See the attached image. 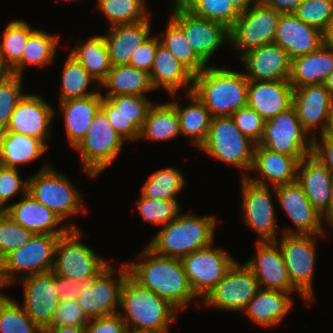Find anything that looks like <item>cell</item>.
Wrapping results in <instances>:
<instances>
[{"instance_id": "6da1fadb", "label": "cell", "mask_w": 333, "mask_h": 333, "mask_svg": "<svg viewBox=\"0 0 333 333\" xmlns=\"http://www.w3.org/2000/svg\"><path fill=\"white\" fill-rule=\"evenodd\" d=\"M138 257L142 261L125 264L129 275L141 286L167 300L178 311L198 298L190 286L181 259L160 256L147 246Z\"/></svg>"}, {"instance_id": "7a4b0ae2", "label": "cell", "mask_w": 333, "mask_h": 333, "mask_svg": "<svg viewBox=\"0 0 333 333\" xmlns=\"http://www.w3.org/2000/svg\"><path fill=\"white\" fill-rule=\"evenodd\" d=\"M118 314L128 330L141 333H168L179 312L167 300L141 286L128 275L121 289Z\"/></svg>"}, {"instance_id": "3957f363", "label": "cell", "mask_w": 333, "mask_h": 333, "mask_svg": "<svg viewBox=\"0 0 333 333\" xmlns=\"http://www.w3.org/2000/svg\"><path fill=\"white\" fill-rule=\"evenodd\" d=\"M216 223L217 219L212 215L179 213L161 227L147 247L160 256L182 259L214 242Z\"/></svg>"}, {"instance_id": "277c9868", "label": "cell", "mask_w": 333, "mask_h": 333, "mask_svg": "<svg viewBox=\"0 0 333 333\" xmlns=\"http://www.w3.org/2000/svg\"><path fill=\"white\" fill-rule=\"evenodd\" d=\"M248 83L243 72L208 65L194 75L193 93L212 117L231 116L247 106Z\"/></svg>"}, {"instance_id": "5b68a950", "label": "cell", "mask_w": 333, "mask_h": 333, "mask_svg": "<svg viewBox=\"0 0 333 333\" xmlns=\"http://www.w3.org/2000/svg\"><path fill=\"white\" fill-rule=\"evenodd\" d=\"M27 192L38 202L65 219L82 213L87 209L82 204L79 190L72 185L67 176L58 173L52 165H43L39 172L28 178Z\"/></svg>"}, {"instance_id": "8992f818", "label": "cell", "mask_w": 333, "mask_h": 333, "mask_svg": "<svg viewBox=\"0 0 333 333\" xmlns=\"http://www.w3.org/2000/svg\"><path fill=\"white\" fill-rule=\"evenodd\" d=\"M82 233L79 228H70L59 236L52 272L85 283L97 277L110 264L81 241Z\"/></svg>"}, {"instance_id": "52a82bcc", "label": "cell", "mask_w": 333, "mask_h": 333, "mask_svg": "<svg viewBox=\"0 0 333 333\" xmlns=\"http://www.w3.org/2000/svg\"><path fill=\"white\" fill-rule=\"evenodd\" d=\"M254 147L255 143L238 129L231 116H223L212 118L207 139L199 150L241 169L245 178L252 167Z\"/></svg>"}, {"instance_id": "ba28073f", "label": "cell", "mask_w": 333, "mask_h": 333, "mask_svg": "<svg viewBox=\"0 0 333 333\" xmlns=\"http://www.w3.org/2000/svg\"><path fill=\"white\" fill-rule=\"evenodd\" d=\"M125 142L99 109L84 138L74 149L80 152L84 172L94 179L114 161Z\"/></svg>"}, {"instance_id": "9c48e42d", "label": "cell", "mask_w": 333, "mask_h": 333, "mask_svg": "<svg viewBox=\"0 0 333 333\" xmlns=\"http://www.w3.org/2000/svg\"><path fill=\"white\" fill-rule=\"evenodd\" d=\"M281 236L276 242L282 252L292 285L310 303L315 302L313 277L316 268V244L323 235L282 234Z\"/></svg>"}, {"instance_id": "30bf717a", "label": "cell", "mask_w": 333, "mask_h": 333, "mask_svg": "<svg viewBox=\"0 0 333 333\" xmlns=\"http://www.w3.org/2000/svg\"><path fill=\"white\" fill-rule=\"evenodd\" d=\"M280 13L263 4L254 3L241 11L239 18L229 29L230 41L237 53L245 52L274 43Z\"/></svg>"}, {"instance_id": "8fae6325", "label": "cell", "mask_w": 333, "mask_h": 333, "mask_svg": "<svg viewBox=\"0 0 333 333\" xmlns=\"http://www.w3.org/2000/svg\"><path fill=\"white\" fill-rule=\"evenodd\" d=\"M59 236L61 235L34 234L25 245L7 254L1 261L8 283L13 284L18 280L17 276L22 279L51 272Z\"/></svg>"}, {"instance_id": "7c38bea8", "label": "cell", "mask_w": 333, "mask_h": 333, "mask_svg": "<svg viewBox=\"0 0 333 333\" xmlns=\"http://www.w3.org/2000/svg\"><path fill=\"white\" fill-rule=\"evenodd\" d=\"M128 275L125 262L117 270L110 264L97 277L83 283V290L77 301L84 313L90 319L118 313L121 289Z\"/></svg>"}, {"instance_id": "4fadbf2b", "label": "cell", "mask_w": 333, "mask_h": 333, "mask_svg": "<svg viewBox=\"0 0 333 333\" xmlns=\"http://www.w3.org/2000/svg\"><path fill=\"white\" fill-rule=\"evenodd\" d=\"M258 144L300 161L312 152V138L303 129L293 106L265 121L264 134Z\"/></svg>"}, {"instance_id": "5bb4252c", "label": "cell", "mask_w": 333, "mask_h": 333, "mask_svg": "<svg viewBox=\"0 0 333 333\" xmlns=\"http://www.w3.org/2000/svg\"><path fill=\"white\" fill-rule=\"evenodd\" d=\"M213 244L181 259L193 292L202 300L237 261L227 251L221 247L216 248Z\"/></svg>"}, {"instance_id": "9a60e30c", "label": "cell", "mask_w": 333, "mask_h": 333, "mask_svg": "<svg viewBox=\"0 0 333 333\" xmlns=\"http://www.w3.org/2000/svg\"><path fill=\"white\" fill-rule=\"evenodd\" d=\"M172 3L170 18L183 30L191 48L208 65L220 46L230 41L229 28L224 24L197 17L176 2Z\"/></svg>"}, {"instance_id": "2e32d148", "label": "cell", "mask_w": 333, "mask_h": 333, "mask_svg": "<svg viewBox=\"0 0 333 333\" xmlns=\"http://www.w3.org/2000/svg\"><path fill=\"white\" fill-rule=\"evenodd\" d=\"M259 289V282L251 270L236 261L201 303L223 311L241 312Z\"/></svg>"}, {"instance_id": "e0dca14e", "label": "cell", "mask_w": 333, "mask_h": 333, "mask_svg": "<svg viewBox=\"0 0 333 333\" xmlns=\"http://www.w3.org/2000/svg\"><path fill=\"white\" fill-rule=\"evenodd\" d=\"M241 179V212L244 223L259 236L257 241H276L279 231L276 228L270 186L255 184L246 178Z\"/></svg>"}, {"instance_id": "ac0fdd59", "label": "cell", "mask_w": 333, "mask_h": 333, "mask_svg": "<svg viewBox=\"0 0 333 333\" xmlns=\"http://www.w3.org/2000/svg\"><path fill=\"white\" fill-rule=\"evenodd\" d=\"M274 190V191H273ZM273 194L283 212L294 224L295 229L284 227L282 234L324 235L323 217L308 200L302 186L297 182L272 186Z\"/></svg>"}, {"instance_id": "d6986e66", "label": "cell", "mask_w": 333, "mask_h": 333, "mask_svg": "<svg viewBox=\"0 0 333 333\" xmlns=\"http://www.w3.org/2000/svg\"><path fill=\"white\" fill-rule=\"evenodd\" d=\"M19 281L23 286V309L41 329L48 327L60 302L58 275L51 271Z\"/></svg>"}, {"instance_id": "ffe728a7", "label": "cell", "mask_w": 333, "mask_h": 333, "mask_svg": "<svg viewBox=\"0 0 333 333\" xmlns=\"http://www.w3.org/2000/svg\"><path fill=\"white\" fill-rule=\"evenodd\" d=\"M256 254L245 265L254 274L261 289L297 292L310 305L309 301L292 285L282 252L276 241H256Z\"/></svg>"}, {"instance_id": "44dd1931", "label": "cell", "mask_w": 333, "mask_h": 333, "mask_svg": "<svg viewBox=\"0 0 333 333\" xmlns=\"http://www.w3.org/2000/svg\"><path fill=\"white\" fill-rule=\"evenodd\" d=\"M332 104L333 97L323 84L305 85L293 89L292 106L303 129L311 138L324 132Z\"/></svg>"}, {"instance_id": "7402d4cb", "label": "cell", "mask_w": 333, "mask_h": 333, "mask_svg": "<svg viewBox=\"0 0 333 333\" xmlns=\"http://www.w3.org/2000/svg\"><path fill=\"white\" fill-rule=\"evenodd\" d=\"M55 110L41 96L25 94L13 111L7 129L41 139L45 144L50 137V124Z\"/></svg>"}, {"instance_id": "603a6c76", "label": "cell", "mask_w": 333, "mask_h": 333, "mask_svg": "<svg viewBox=\"0 0 333 333\" xmlns=\"http://www.w3.org/2000/svg\"><path fill=\"white\" fill-rule=\"evenodd\" d=\"M244 75L253 81L289 80L291 59L287 52L275 43L251 49L241 56Z\"/></svg>"}, {"instance_id": "cb8c5ba5", "label": "cell", "mask_w": 333, "mask_h": 333, "mask_svg": "<svg viewBox=\"0 0 333 333\" xmlns=\"http://www.w3.org/2000/svg\"><path fill=\"white\" fill-rule=\"evenodd\" d=\"M5 212L14 222L34 234L63 235L70 228H78L72 224L73 222L64 224L57 214L34 199L28 192L19 202L8 205Z\"/></svg>"}, {"instance_id": "d4e9b609", "label": "cell", "mask_w": 333, "mask_h": 333, "mask_svg": "<svg viewBox=\"0 0 333 333\" xmlns=\"http://www.w3.org/2000/svg\"><path fill=\"white\" fill-rule=\"evenodd\" d=\"M299 164L300 160L295 156L281 154L255 144L250 173L252 170L259 172L261 176L251 177L248 172L245 178L255 184L271 187L292 183L297 181Z\"/></svg>"}, {"instance_id": "484cf974", "label": "cell", "mask_w": 333, "mask_h": 333, "mask_svg": "<svg viewBox=\"0 0 333 333\" xmlns=\"http://www.w3.org/2000/svg\"><path fill=\"white\" fill-rule=\"evenodd\" d=\"M274 43L292 60L317 51L322 46V32L298 19L294 13L280 14Z\"/></svg>"}, {"instance_id": "4316f807", "label": "cell", "mask_w": 333, "mask_h": 333, "mask_svg": "<svg viewBox=\"0 0 333 333\" xmlns=\"http://www.w3.org/2000/svg\"><path fill=\"white\" fill-rule=\"evenodd\" d=\"M293 86L289 80H249L247 106L265 121L292 106Z\"/></svg>"}, {"instance_id": "83f0119b", "label": "cell", "mask_w": 333, "mask_h": 333, "mask_svg": "<svg viewBox=\"0 0 333 333\" xmlns=\"http://www.w3.org/2000/svg\"><path fill=\"white\" fill-rule=\"evenodd\" d=\"M149 77L154 90L163 87L173 97L180 89L184 88L187 94L194 88V74L161 44L157 47Z\"/></svg>"}, {"instance_id": "f1b7e54d", "label": "cell", "mask_w": 333, "mask_h": 333, "mask_svg": "<svg viewBox=\"0 0 333 333\" xmlns=\"http://www.w3.org/2000/svg\"><path fill=\"white\" fill-rule=\"evenodd\" d=\"M151 20L109 27L104 36L112 66L129 64L132 54L151 36Z\"/></svg>"}, {"instance_id": "f546056e", "label": "cell", "mask_w": 333, "mask_h": 333, "mask_svg": "<svg viewBox=\"0 0 333 333\" xmlns=\"http://www.w3.org/2000/svg\"><path fill=\"white\" fill-rule=\"evenodd\" d=\"M297 182L308 200L322 215L328 210L333 175L311 154L300 161Z\"/></svg>"}, {"instance_id": "4dcf8cb0", "label": "cell", "mask_w": 333, "mask_h": 333, "mask_svg": "<svg viewBox=\"0 0 333 333\" xmlns=\"http://www.w3.org/2000/svg\"><path fill=\"white\" fill-rule=\"evenodd\" d=\"M103 94L59 102L68 144L74 149L87 133L95 114L99 111Z\"/></svg>"}, {"instance_id": "1f68e13d", "label": "cell", "mask_w": 333, "mask_h": 333, "mask_svg": "<svg viewBox=\"0 0 333 333\" xmlns=\"http://www.w3.org/2000/svg\"><path fill=\"white\" fill-rule=\"evenodd\" d=\"M279 290L259 289L243 310L260 327L279 325L292 308L291 294Z\"/></svg>"}, {"instance_id": "d6a6232c", "label": "cell", "mask_w": 333, "mask_h": 333, "mask_svg": "<svg viewBox=\"0 0 333 333\" xmlns=\"http://www.w3.org/2000/svg\"><path fill=\"white\" fill-rule=\"evenodd\" d=\"M333 71V50L322 45L317 51L291 60L289 82L294 88L323 84Z\"/></svg>"}, {"instance_id": "836d02e7", "label": "cell", "mask_w": 333, "mask_h": 333, "mask_svg": "<svg viewBox=\"0 0 333 333\" xmlns=\"http://www.w3.org/2000/svg\"><path fill=\"white\" fill-rule=\"evenodd\" d=\"M48 145L41 139L26 134L0 132V165L17 168L30 164L46 153Z\"/></svg>"}, {"instance_id": "e575fe53", "label": "cell", "mask_w": 333, "mask_h": 333, "mask_svg": "<svg viewBox=\"0 0 333 333\" xmlns=\"http://www.w3.org/2000/svg\"><path fill=\"white\" fill-rule=\"evenodd\" d=\"M185 95L191 102L185 107L180 106L179 102L175 100L169 102L176 108L180 134L192 139V144L199 148L207 139L213 117L208 108L193 92Z\"/></svg>"}, {"instance_id": "d590c367", "label": "cell", "mask_w": 333, "mask_h": 333, "mask_svg": "<svg viewBox=\"0 0 333 333\" xmlns=\"http://www.w3.org/2000/svg\"><path fill=\"white\" fill-rule=\"evenodd\" d=\"M100 87L108 90L103 96H147L148 92L154 90L149 73L128 64L112 66Z\"/></svg>"}, {"instance_id": "8d00e7d4", "label": "cell", "mask_w": 333, "mask_h": 333, "mask_svg": "<svg viewBox=\"0 0 333 333\" xmlns=\"http://www.w3.org/2000/svg\"><path fill=\"white\" fill-rule=\"evenodd\" d=\"M75 45L76 47H73L69 53L97 81L95 89L98 90L112 67L104 36H92L86 42L81 40V43L79 42Z\"/></svg>"}, {"instance_id": "74e56055", "label": "cell", "mask_w": 333, "mask_h": 333, "mask_svg": "<svg viewBox=\"0 0 333 333\" xmlns=\"http://www.w3.org/2000/svg\"><path fill=\"white\" fill-rule=\"evenodd\" d=\"M60 41V35L49 34L43 30L36 29L28 37L22 58L10 70V74L22 76L26 65L44 67L52 64Z\"/></svg>"}, {"instance_id": "f35d334b", "label": "cell", "mask_w": 333, "mask_h": 333, "mask_svg": "<svg viewBox=\"0 0 333 333\" xmlns=\"http://www.w3.org/2000/svg\"><path fill=\"white\" fill-rule=\"evenodd\" d=\"M179 126L176 108L169 101L153 104L140 130L139 140L142 138L151 141L174 139L180 135Z\"/></svg>"}, {"instance_id": "ab89813d", "label": "cell", "mask_w": 333, "mask_h": 333, "mask_svg": "<svg viewBox=\"0 0 333 333\" xmlns=\"http://www.w3.org/2000/svg\"><path fill=\"white\" fill-rule=\"evenodd\" d=\"M157 36L160 44L167 48L194 75L207 67V64L191 48L183 30L171 18L168 20L165 32L161 35L157 34Z\"/></svg>"}, {"instance_id": "60d3db41", "label": "cell", "mask_w": 333, "mask_h": 333, "mask_svg": "<svg viewBox=\"0 0 333 333\" xmlns=\"http://www.w3.org/2000/svg\"><path fill=\"white\" fill-rule=\"evenodd\" d=\"M145 181L140 194L147 199L177 200L186 184L182 171L172 166L155 171Z\"/></svg>"}, {"instance_id": "b9f144b4", "label": "cell", "mask_w": 333, "mask_h": 333, "mask_svg": "<svg viewBox=\"0 0 333 333\" xmlns=\"http://www.w3.org/2000/svg\"><path fill=\"white\" fill-rule=\"evenodd\" d=\"M61 76V91L59 102L70 99L84 98L97 94L99 91H89L90 84L97 81L90 73L79 63V61L70 53L63 64Z\"/></svg>"}, {"instance_id": "7bdbcfd3", "label": "cell", "mask_w": 333, "mask_h": 333, "mask_svg": "<svg viewBox=\"0 0 333 333\" xmlns=\"http://www.w3.org/2000/svg\"><path fill=\"white\" fill-rule=\"evenodd\" d=\"M24 20H11L6 24L0 41L3 64L11 70L22 58L28 37L36 30Z\"/></svg>"}, {"instance_id": "ee69618b", "label": "cell", "mask_w": 333, "mask_h": 333, "mask_svg": "<svg viewBox=\"0 0 333 333\" xmlns=\"http://www.w3.org/2000/svg\"><path fill=\"white\" fill-rule=\"evenodd\" d=\"M197 17L224 24L229 29L241 11L231 0H173Z\"/></svg>"}, {"instance_id": "f6af8a7d", "label": "cell", "mask_w": 333, "mask_h": 333, "mask_svg": "<svg viewBox=\"0 0 333 333\" xmlns=\"http://www.w3.org/2000/svg\"><path fill=\"white\" fill-rule=\"evenodd\" d=\"M146 0H97V9L108 19L109 27L131 24L149 17Z\"/></svg>"}, {"instance_id": "bcb514c9", "label": "cell", "mask_w": 333, "mask_h": 333, "mask_svg": "<svg viewBox=\"0 0 333 333\" xmlns=\"http://www.w3.org/2000/svg\"><path fill=\"white\" fill-rule=\"evenodd\" d=\"M13 298L0 301V333H40L41 328Z\"/></svg>"}, {"instance_id": "7dc6e473", "label": "cell", "mask_w": 333, "mask_h": 333, "mask_svg": "<svg viewBox=\"0 0 333 333\" xmlns=\"http://www.w3.org/2000/svg\"><path fill=\"white\" fill-rule=\"evenodd\" d=\"M136 205L142 219L153 225H166L181 213L178 200L147 199L140 194Z\"/></svg>"}, {"instance_id": "c3c4849f", "label": "cell", "mask_w": 333, "mask_h": 333, "mask_svg": "<svg viewBox=\"0 0 333 333\" xmlns=\"http://www.w3.org/2000/svg\"><path fill=\"white\" fill-rule=\"evenodd\" d=\"M22 77L9 74L0 81V132L7 129L13 111L25 95L22 93Z\"/></svg>"}, {"instance_id": "681fc988", "label": "cell", "mask_w": 333, "mask_h": 333, "mask_svg": "<svg viewBox=\"0 0 333 333\" xmlns=\"http://www.w3.org/2000/svg\"><path fill=\"white\" fill-rule=\"evenodd\" d=\"M33 235L32 231L14 222L5 211H0V260L29 242Z\"/></svg>"}, {"instance_id": "f907efd6", "label": "cell", "mask_w": 333, "mask_h": 333, "mask_svg": "<svg viewBox=\"0 0 333 333\" xmlns=\"http://www.w3.org/2000/svg\"><path fill=\"white\" fill-rule=\"evenodd\" d=\"M294 15L321 32L333 17V0H308L298 5Z\"/></svg>"}, {"instance_id": "816d5d0a", "label": "cell", "mask_w": 333, "mask_h": 333, "mask_svg": "<svg viewBox=\"0 0 333 333\" xmlns=\"http://www.w3.org/2000/svg\"><path fill=\"white\" fill-rule=\"evenodd\" d=\"M107 97L132 123L141 130L150 107L154 104L147 96L117 95Z\"/></svg>"}, {"instance_id": "f5cc1de1", "label": "cell", "mask_w": 333, "mask_h": 333, "mask_svg": "<svg viewBox=\"0 0 333 333\" xmlns=\"http://www.w3.org/2000/svg\"><path fill=\"white\" fill-rule=\"evenodd\" d=\"M90 318L79 306L77 299L61 300L48 327L73 326L85 328Z\"/></svg>"}, {"instance_id": "db71d44e", "label": "cell", "mask_w": 333, "mask_h": 333, "mask_svg": "<svg viewBox=\"0 0 333 333\" xmlns=\"http://www.w3.org/2000/svg\"><path fill=\"white\" fill-rule=\"evenodd\" d=\"M18 170L0 165V211L6 210L8 207L6 203L12 197L19 195L20 192L22 196L27 193L28 179L22 180Z\"/></svg>"}, {"instance_id": "11a10c76", "label": "cell", "mask_w": 333, "mask_h": 333, "mask_svg": "<svg viewBox=\"0 0 333 333\" xmlns=\"http://www.w3.org/2000/svg\"><path fill=\"white\" fill-rule=\"evenodd\" d=\"M100 109L114 130L126 141L139 140L140 130L107 97L102 98Z\"/></svg>"}, {"instance_id": "9f6ffc18", "label": "cell", "mask_w": 333, "mask_h": 333, "mask_svg": "<svg viewBox=\"0 0 333 333\" xmlns=\"http://www.w3.org/2000/svg\"><path fill=\"white\" fill-rule=\"evenodd\" d=\"M238 129L255 144L264 134L265 120L253 109L246 106L231 115Z\"/></svg>"}, {"instance_id": "6f0895ef", "label": "cell", "mask_w": 333, "mask_h": 333, "mask_svg": "<svg viewBox=\"0 0 333 333\" xmlns=\"http://www.w3.org/2000/svg\"><path fill=\"white\" fill-rule=\"evenodd\" d=\"M159 44V37L156 34L155 36L151 35L148 37L137 48L136 52L132 54L128 65L149 73L152 68Z\"/></svg>"}, {"instance_id": "680465c9", "label": "cell", "mask_w": 333, "mask_h": 333, "mask_svg": "<svg viewBox=\"0 0 333 333\" xmlns=\"http://www.w3.org/2000/svg\"><path fill=\"white\" fill-rule=\"evenodd\" d=\"M128 328L118 313L91 318L85 333H127Z\"/></svg>"}, {"instance_id": "91938a15", "label": "cell", "mask_w": 333, "mask_h": 333, "mask_svg": "<svg viewBox=\"0 0 333 333\" xmlns=\"http://www.w3.org/2000/svg\"><path fill=\"white\" fill-rule=\"evenodd\" d=\"M318 136L320 138L317 136L312 138L311 155L333 175V139L324 137L322 134Z\"/></svg>"}, {"instance_id": "94428289", "label": "cell", "mask_w": 333, "mask_h": 333, "mask_svg": "<svg viewBox=\"0 0 333 333\" xmlns=\"http://www.w3.org/2000/svg\"><path fill=\"white\" fill-rule=\"evenodd\" d=\"M83 290V283L58 276V293H60V301L67 299H77Z\"/></svg>"}, {"instance_id": "6125c7cd", "label": "cell", "mask_w": 333, "mask_h": 333, "mask_svg": "<svg viewBox=\"0 0 333 333\" xmlns=\"http://www.w3.org/2000/svg\"><path fill=\"white\" fill-rule=\"evenodd\" d=\"M280 14L294 13L299 3L297 0H260Z\"/></svg>"}, {"instance_id": "be15d7a7", "label": "cell", "mask_w": 333, "mask_h": 333, "mask_svg": "<svg viewBox=\"0 0 333 333\" xmlns=\"http://www.w3.org/2000/svg\"><path fill=\"white\" fill-rule=\"evenodd\" d=\"M40 333H85V328L73 326L44 327Z\"/></svg>"}, {"instance_id": "e7e4bbea", "label": "cell", "mask_w": 333, "mask_h": 333, "mask_svg": "<svg viewBox=\"0 0 333 333\" xmlns=\"http://www.w3.org/2000/svg\"><path fill=\"white\" fill-rule=\"evenodd\" d=\"M322 45L333 50V17L322 31Z\"/></svg>"}, {"instance_id": "03108f58", "label": "cell", "mask_w": 333, "mask_h": 333, "mask_svg": "<svg viewBox=\"0 0 333 333\" xmlns=\"http://www.w3.org/2000/svg\"><path fill=\"white\" fill-rule=\"evenodd\" d=\"M322 217L323 221L327 222V224L333 228V185L328 210L322 215Z\"/></svg>"}, {"instance_id": "003e7915", "label": "cell", "mask_w": 333, "mask_h": 333, "mask_svg": "<svg viewBox=\"0 0 333 333\" xmlns=\"http://www.w3.org/2000/svg\"><path fill=\"white\" fill-rule=\"evenodd\" d=\"M322 135L329 139H333V104L329 110L327 126Z\"/></svg>"}, {"instance_id": "a7ac6f4b", "label": "cell", "mask_w": 333, "mask_h": 333, "mask_svg": "<svg viewBox=\"0 0 333 333\" xmlns=\"http://www.w3.org/2000/svg\"><path fill=\"white\" fill-rule=\"evenodd\" d=\"M10 284L8 283V281L6 280L5 274H4V269H3V264L2 261L0 260V289L4 287L9 286ZM9 297L6 296V294H2L0 291V301H4L6 299H8Z\"/></svg>"}, {"instance_id": "89a4df30", "label": "cell", "mask_w": 333, "mask_h": 333, "mask_svg": "<svg viewBox=\"0 0 333 333\" xmlns=\"http://www.w3.org/2000/svg\"><path fill=\"white\" fill-rule=\"evenodd\" d=\"M231 1L240 11H244L245 9L252 6L254 3L259 2L260 0H231Z\"/></svg>"}, {"instance_id": "2644e50d", "label": "cell", "mask_w": 333, "mask_h": 333, "mask_svg": "<svg viewBox=\"0 0 333 333\" xmlns=\"http://www.w3.org/2000/svg\"><path fill=\"white\" fill-rule=\"evenodd\" d=\"M323 85L326 87L330 95L333 97V71L325 79Z\"/></svg>"}, {"instance_id": "8c879c8a", "label": "cell", "mask_w": 333, "mask_h": 333, "mask_svg": "<svg viewBox=\"0 0 333 333\" xmlns=\"http://www.w3.org/2000/svg\"><path fill=\"white\" fill-rule=\"evenodd\" d=\"M10 74V70L3 64L0 56V81L5 79Z\"/></svg>"}, {"instance_id": "753ad0ef", "label": "cell", "mask_w": 333, "mask_h": 333, "mask_svg": "<svg viewBox=\"0 0 333 333\" xmlns=\"http://www.w3.org/2000/svg\"><path fill=\"white\" fill-rule=\"evenodd\" d=\"M299 4L305 2V1H308V0H297Z\"/></svg>"}, {"instance_id": "34e18365", "label": "cell", "mask_w": 333, "mask_h": 333, "mask_svg": "<svg viewBox=\"0 0 333 333\" xmlns=\"http://www.w3.org/2000/svg\"><path fill=\"white\" fill-rule=\"evenodd\" d=\"M127 333H141V332H134V331L128 330Z\"/></svg>"}]
</instances>
